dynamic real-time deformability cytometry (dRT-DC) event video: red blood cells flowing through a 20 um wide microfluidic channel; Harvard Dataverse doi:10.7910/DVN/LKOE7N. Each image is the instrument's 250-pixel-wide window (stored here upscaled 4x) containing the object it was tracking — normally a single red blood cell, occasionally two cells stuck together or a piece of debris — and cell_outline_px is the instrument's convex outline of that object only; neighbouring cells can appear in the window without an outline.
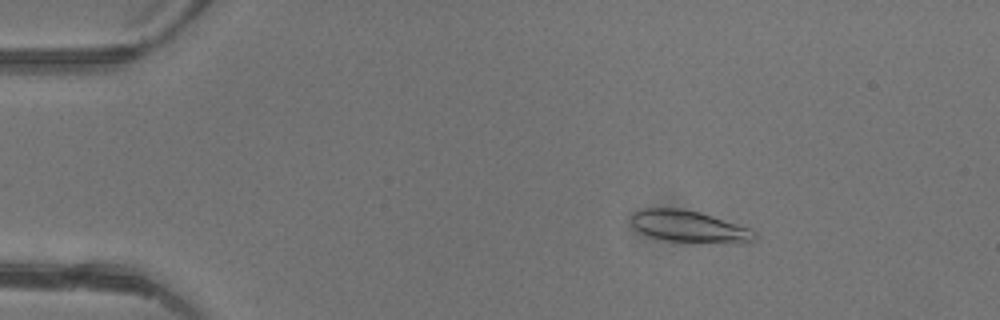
{"species": "common noctule bat (a hibernating species)", "species_latin": "Nyctalus noctula", "temperature_condition": "warm", "stored_images_in_passage": 46, "camera_frame_rate_fps": 3000, "um_per_image_px": 0.085, "animal": {"sex": "female"}, "frame": {"image": 1, "passage_image": 7, "time_ms": 2.0, "image_size_px": [1000, 320], "cell_outline_px": [[756, 236], [752, 240], [668, 240], [652, 236], [636, 228], [632, 224], [632, 212], [640, 208], [680, 208], [700, 212], [752, 228], [756, 232]], "centroid_in_image_um": [58.5, 19.16], "position_along_channel_um": 26.5, "area_um2": 21.5}}
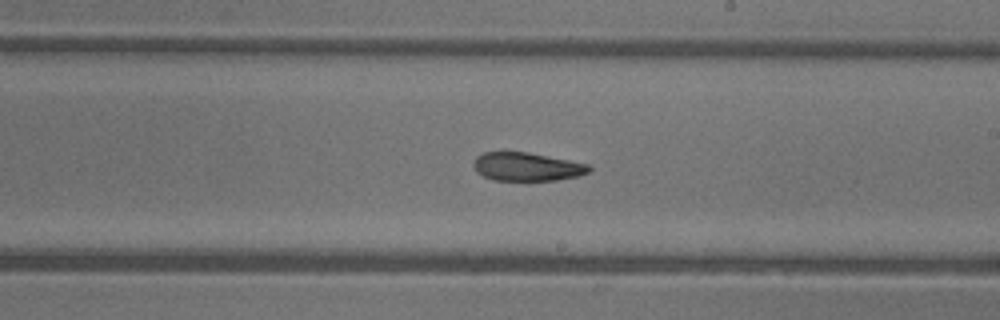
{"frame": {"image": 2, "passage_image": 27, "time_ms": 8.667, "image_size_px": [1000, 320], "cell_outline_px": [[592, 168], [588, 172], [580, 176], [556, 180], [492, 180], [476, 172], [472, 164], [476, 156], [484, 152], [528, 152], [588, 164]], "centroid_in_image_um": [44.76, 14.17], "position_along_channel_um": 244.2, "area_um2": 19.13}}
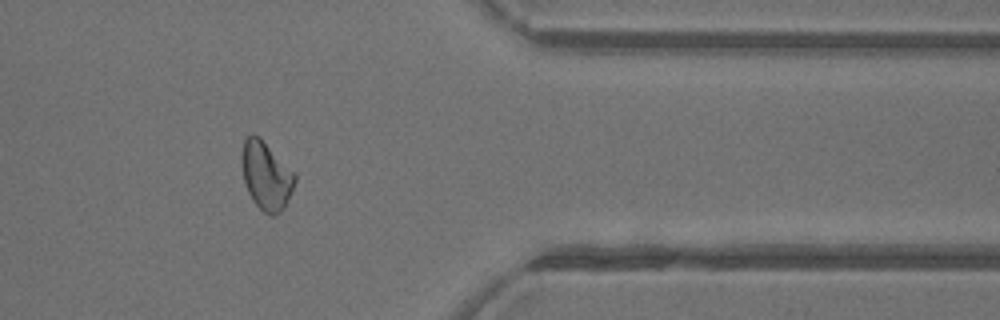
{"frame": {"image": 3, "passage_image": 38, "time_ms": 12.333, "image_size_px": [1000, 320], "cell_outline_px": [[296, 180], [284, 208], [276, 216], [268, 216], [252, 200], [248, 192], [244, 180], [240, 160], [240, 156], [244, 140], [252, 132], [260, 136], [296, 176]], "centroid_in_image_um": [22.58, 14.92], "position_along_channel_um": 388.8, "area_um2": 21.1}, "authors_computed_cell_mechanics": {"area_um2": 21.0103, "velocity_mm_per_s": 4.4071, "shape_relaxation_time_tau1_ms": 9.2429, "shape_relaxation_time_tau2_ms": 8.6754, "deformation_change_tau1": 0.2183, "deformation_change_tau2": 0.1906}}